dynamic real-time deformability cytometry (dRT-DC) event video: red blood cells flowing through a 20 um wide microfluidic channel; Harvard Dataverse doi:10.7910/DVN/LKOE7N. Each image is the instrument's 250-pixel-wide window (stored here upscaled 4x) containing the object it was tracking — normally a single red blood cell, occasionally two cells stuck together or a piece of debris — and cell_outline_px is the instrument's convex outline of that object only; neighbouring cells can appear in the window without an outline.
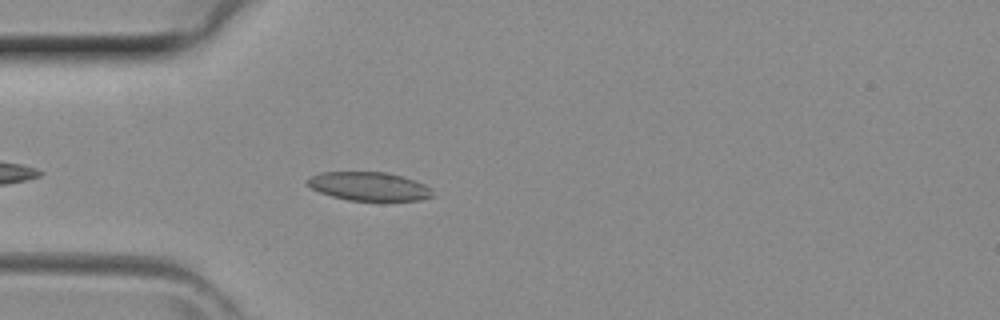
{"species": "common noctule bat (a hibernating species)", "species_latin": "Nyctalus noctula", "temperature_condition": "room temperature", "stored_images_in_passage": 17, "camera_frame_rate_fps": 3000, "um_per_image_px": 0.085, "animal": {"sex": "female", "body_mass_g": 29.2, "forearm_length_mm": 56.3}, "frame": {"image": 1, "passage_image": 3, "time_ms": 0.667, "image_size_px": [1000, 320], "cell_outline_px": [[436, 196], [420, 200], [348, 200], [332, 196], [320, 192], [312, 188], [304, 180], [308, 176], [320, 172], [388, 172], [404, 176], [424, 184], [432, 188]], "centroid_in_image_um": [31.38, 15.83], "position_along_channel_um": 53.6, "area_um2": 21.1}}
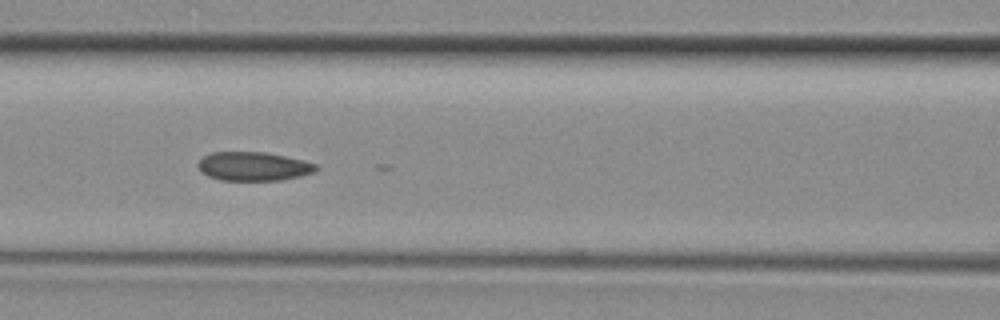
{"frame": {"image": 2, "passage_image": 9, "time_ms": 2.667, "image_size_px": [1000, 320], "cell_outline_px": [[320, 168], [316, 172], [300, 176], [280, 180], [220, 180], [208, 176], [200, 172], [200, 160], [204, 156], [212, 152], [264, 152], [304, 160], [316, 164]], "centroid_in_image_um": [21.59, 14.14], "position_along_channel_um": 145.0, "area_um2": 19.77}}
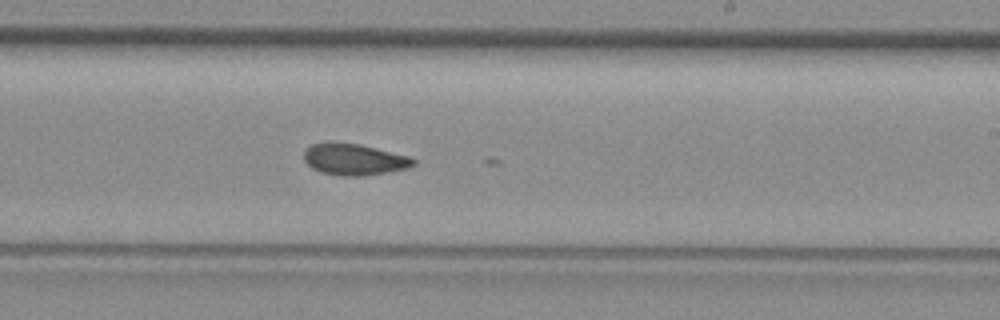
{"frame": {"image": 3, "passage_image": 16, "time_ms": 5.0, "image_size_px": [1000, 320], "cell_outline_px": [[416, 164], [408, 168], [388, 172], [360, 176], [344, 176], [320, 172], [312, 168], [304, 160], [304, 152], [312, 144], [324, 140], [332, 140], [360, 144], [412, 156], [416, 160]], "centroid_in_image_um": [30.11, 13.52], "position_along_channel_um": 258.9, "area_um2": 20.58}}